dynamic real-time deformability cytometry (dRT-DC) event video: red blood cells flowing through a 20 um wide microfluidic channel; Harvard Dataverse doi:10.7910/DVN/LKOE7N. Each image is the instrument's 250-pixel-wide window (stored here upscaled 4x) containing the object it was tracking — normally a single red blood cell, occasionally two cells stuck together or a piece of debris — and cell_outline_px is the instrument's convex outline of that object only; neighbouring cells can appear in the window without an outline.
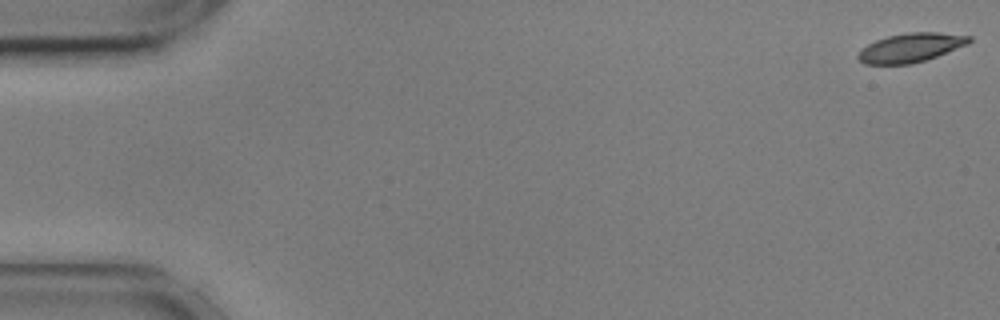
{"species": "common noctule bat (a hibernating species)", "species_latin": "Nyctalus noctula", "temperature_condition": "cold", "stored_images_in_passage": 56, "camera_frame_rate_fps": 3000, "um_per_image_px": 0.085, "animal": {"sex": "male", "body_mass_g": 17.9, "forearm_length_mm": 54.2}, "frame": {"image": 1, "passage_image": 1, "time_ms": 0.0, "image_size_px": [1000, 320], "cell_outline_px": [[972, 40], [968, 44], [936, 56], [912, 64], [864, 64], [856, 56], [868, 44], [876, 40], [888, 36], [908, 32], [936, 32], [972, 36]], "centroid_in_image_um": [77.43, 4.04], "position_along_channel_um": 7.6, "area_um2": 18.55}}
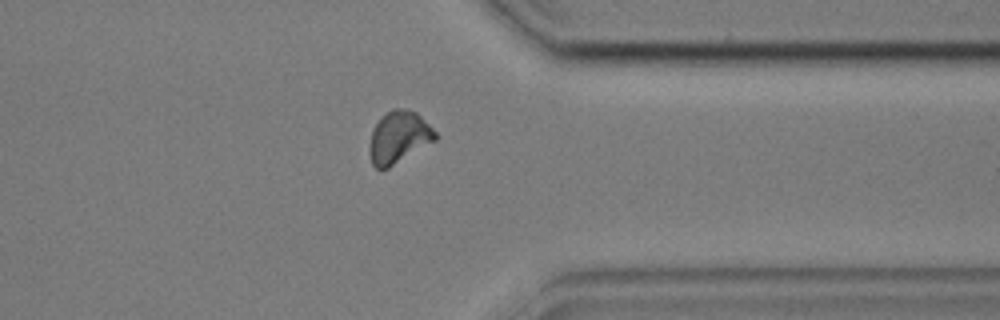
{"frame": {"image": 2, "passage_image": 44, "time_ms": 14.333, "image_size_px": [1000, 320], "cell_outline_px": [[440, 136], [436, 140], [388, 168], [376, 168], [372, 164], [368, 152], [368, 148], [372, 128], [392, 108], [404, 108], [416, 112]], "centroid_in_image_um": [33.89, 11.67], "position_along_channel_um": 377.5, "area_um2": 19.88}}
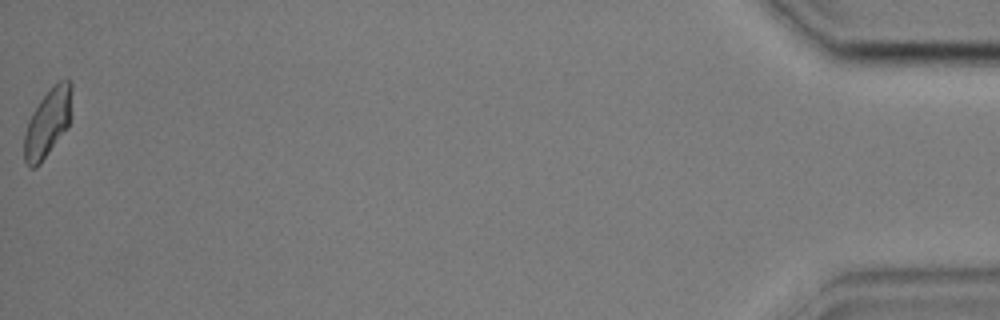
{"frame": {"image": 3, "passage_image": 56, "time_ms": 18.333, "image_size_px": [1000, 320], "cell_outline_px": [[72, 88], [68, 128], [40, 164], [36, 168], [28, 168], [24, 160], [24, 136], [28, 120], [32, 112], [40, 100], [60, 80], [72, 80]], "centroid_in_image_um": [4.04, 10.49], "position_along_channel_um": 431.2, "area_um2": 18.79}, "authors_computed_cell_mechanics": {"area_um2": 19.4497, "velocity_mm_per_s": 3.595, "shape_relaxation_time_tau1_ms": 2.6481, "shape_relaxation_time_tau2_ms": 4.8596, "deformation_change_tau1": 0.1164, "deformation_change_tau2": 0.0968}}